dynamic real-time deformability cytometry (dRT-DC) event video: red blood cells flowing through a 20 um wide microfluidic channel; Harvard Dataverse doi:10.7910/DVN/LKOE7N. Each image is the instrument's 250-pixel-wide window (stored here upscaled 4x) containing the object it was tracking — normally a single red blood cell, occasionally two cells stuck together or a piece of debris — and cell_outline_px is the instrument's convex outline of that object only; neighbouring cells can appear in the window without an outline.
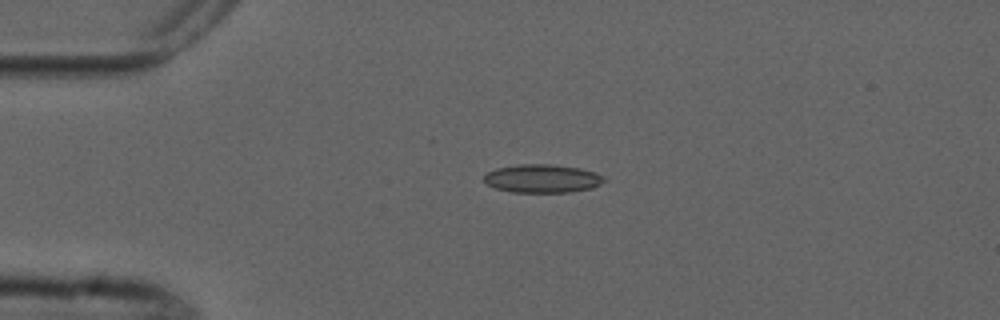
{"species": "common noctule bat (a hibernating species)", "species_latin": "Nyctalus noctula", "temperature_condition": "cold", "stored_images_in_passage": 4, "camera_frame_rate_fps": 3000, "um_per_image_px": 0.085, "animal": {"sex": "male", "forearm_length_mm": 52.5}, "frame": {"image": 1, "passage_image": 4, "time_ms": 4.0, "image_size_px": [1000, 320], "cell_outline_px": [[604, 180], [600, 184], [592, 188], [572, 192], [512, 192], [496, 188], [488, 184], [484, 180], [484, 176], [488, 172], [496, 168], [520, 164], [552, 164], [580, 168], [596, 172], [604, 176]], "centroid_in_image_um": [46.12, 15.17], "position_along_channel_um": 38.9, "area_um2": 19.83}}